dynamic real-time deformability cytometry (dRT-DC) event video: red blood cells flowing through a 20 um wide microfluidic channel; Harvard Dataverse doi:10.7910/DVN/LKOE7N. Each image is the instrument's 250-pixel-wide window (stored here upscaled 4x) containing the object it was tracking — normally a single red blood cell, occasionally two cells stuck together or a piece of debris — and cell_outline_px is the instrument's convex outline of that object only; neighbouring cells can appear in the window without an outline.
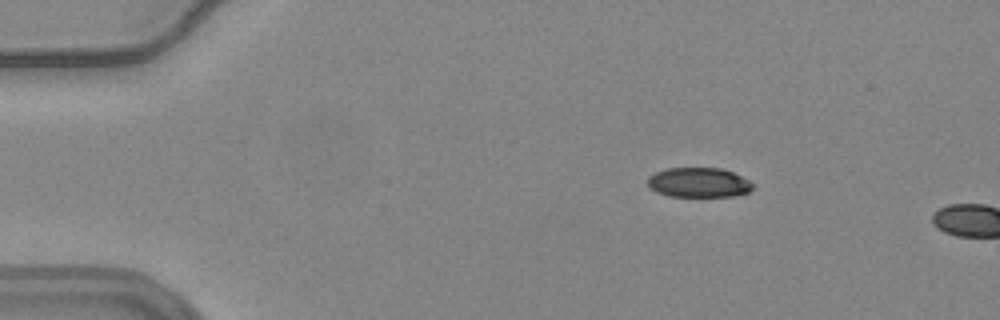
{"species": "common noctule bat (a hibernating species)", "species_latin": "Nyctalus noctula", "temperature_condition": "warm", "stored_images_in_passage": 12, "camera_frame_rate_fps": 3000, "um_per_image_px": 0.085, "animal": {"sex": "female", "body_mass_g": 24.6, "forearm_length_mm": 56.2}, "frame": {"image": 1, "passage_image": 9, "time_ms": 2.667, "image_size_px": [1000, 320], "cell_outline_px": [[756, 184], [748, 192], [732, 196], [668, 196], [656, 192], [648, 188], [648, 176], [656, 172], [668, 168], [720, 168], [732, 172]], "centroid_in_image_um": [59.37, 15.51], "position_along_channel_um": 25.6, "area_um2": 18.21}}